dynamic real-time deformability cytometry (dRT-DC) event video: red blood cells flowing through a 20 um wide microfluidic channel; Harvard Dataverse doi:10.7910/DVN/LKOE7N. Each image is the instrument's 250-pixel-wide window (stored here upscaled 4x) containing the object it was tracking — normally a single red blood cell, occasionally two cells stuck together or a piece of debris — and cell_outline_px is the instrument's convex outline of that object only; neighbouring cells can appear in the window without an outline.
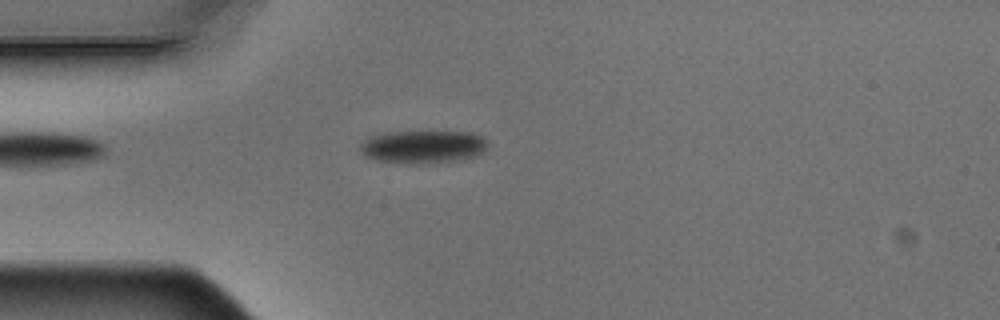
{"species": "Egyptian fruit bat (a non-hibernating species)", "species_latin": "Rousettus aegyptiacus", "temperature_condition": "warm", "stored_images_in_passage": 4, "camera_frame_rate_fps": 3000, "um_per_image_px": 0.085, "animal": {"sex": "male"}, "frame": {"image": 1, "passage_image": 4, "time_ms": 1.0, "image_size_px": [1000, 320], "cell_outline_px": [[488, 144], [484, 152], [476, 156], [464, 160], [428, 164], [400, 164], [376, 160], [364, 156], [360, 152], [360, 144], [368, 136], [384, 132], [472, 132], [488, 140]], "centroid_in_image_um": [35.95, 12.5], "position_along_channel_um": 49.1, "area_um2": 25.2}}